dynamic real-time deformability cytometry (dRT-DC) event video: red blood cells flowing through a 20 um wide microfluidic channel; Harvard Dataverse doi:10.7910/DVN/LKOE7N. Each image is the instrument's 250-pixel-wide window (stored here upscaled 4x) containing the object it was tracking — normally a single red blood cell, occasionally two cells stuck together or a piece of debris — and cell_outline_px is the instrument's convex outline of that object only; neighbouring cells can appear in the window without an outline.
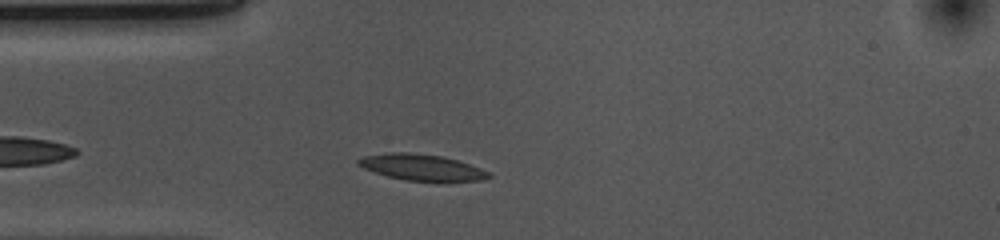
{"species": "common noctule bat (a hibernating species)", "species_latin": "Nyctalus noctula", "temperature_condition": "cold", "stored_images_in_passage": 35, "camera_frame_rate_fps": 3000, "um_per_image_px": 0.085, "animal": {"sex": "female", "body_mass_g": 10.0, "forearm_length_mm": 53.1}, "frame": {"image": 1, "passage_image": 6, "time_ms": 1.667, "image_size_px": [1000, 240], "cell_outline_px": [[492, 176], [480, 180], [404, 180], [388, 176], [364, 168], [356, 164], [356, 160], [364, 156], [388, 152], [408, 152], [440, 156], [456, 160], [480, 168], [488, 172]], "centroid_in_image_um": [35.77, 14.2], "position_along_channel_um": 49.2, "area_um2": 19.31}}
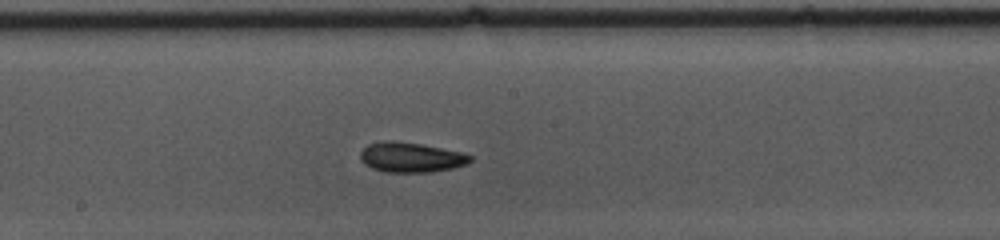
{"frame": {"image": 2, "passage_image": 20, "time_ms": 6.333, "image_size_px": [1000, 240], "cell_outline_px": [[472, 160], [468, 164], [452, 168], [432, 172], [384, 172], [372, 168], [364, 164], [360, 160], [360, 152], [368, 144], [384, 140], [392, 140], [420, 144], [460, 152], [472, 156]], "centroid_in_image_um": [34.9, 13.38], "position_along_channel_um": 213.3, "area_um2": 19.19}}
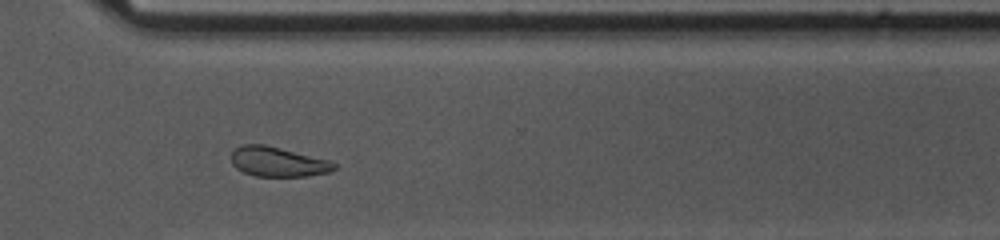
{"frame": {"image": 3, "passage_image": 31, "time_ms": 10.0, "image_size_px": [1000, 240], "cell_outline_px": [[336, 168], [328, 172], [308, 176], [256, 176], [244, 172], [236, 168], [232, 164], [232, 152], [240, 144], [264, 144], [328, 160], [336, 164]], "centroid_in_image_um": [23.59, 13.75], "position_along_channel_um": 347.0, "area_um2": 17.63}, "authors_computed_cell_mechanics": {"area_um2": 18.785, "velocity_mm_per_s": 3.6437, "shape_relaxation_time_tau1_ms": 2.8624, "shape_relaxation_time_tau2_ms": 5.3046, "deformation_change_tau1": 0.1085, "deformation_change_tau2": 0.1114}}